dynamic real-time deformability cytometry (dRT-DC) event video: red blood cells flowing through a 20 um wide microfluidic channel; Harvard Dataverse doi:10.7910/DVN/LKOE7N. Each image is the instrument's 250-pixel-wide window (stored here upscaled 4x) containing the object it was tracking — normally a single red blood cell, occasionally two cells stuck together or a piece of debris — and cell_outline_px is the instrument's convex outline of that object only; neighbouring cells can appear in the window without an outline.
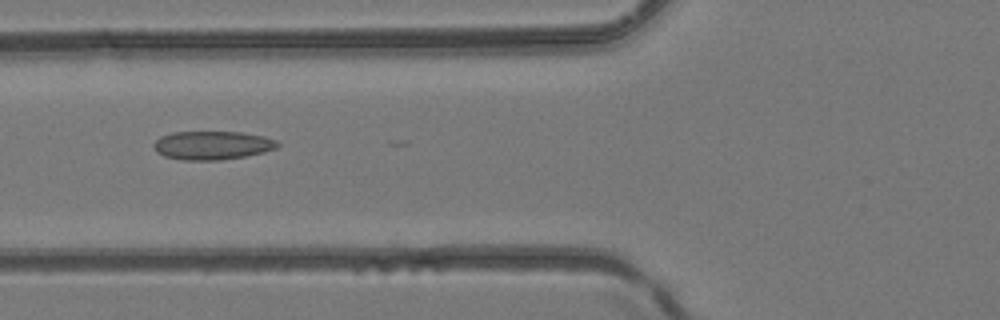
{"species": "common noctule bat (a hibernating species)", "species_latin": "Nyctalus noctula", "temperature_condition": "room temperature", "stored_images_in_passage": 6, "camera_frame_rate_fps": 3000, "um_per_image_px": 0.085, "animal": {"sex": "female", "body_mass_g": 24.6, "forearm_length_mm": 56.2}, "frame": {"image": 1, "passage_image": 6, "time_ms": 1.667, "image_size_px": [1000, 320], "cell_outline_px": [[280, 144], [276, 148], [264, 152], [244, 156], [220, 160], [184, 160], [164, 156], [156, 152], [152, 144], [160, 136], [172, 132], [240, 132], [264, 136], [276, 140]], "centroid_in_image_um": [18.02, 12.35], "position_along_channel_um": 107.8, "area_um2": 20.63}}